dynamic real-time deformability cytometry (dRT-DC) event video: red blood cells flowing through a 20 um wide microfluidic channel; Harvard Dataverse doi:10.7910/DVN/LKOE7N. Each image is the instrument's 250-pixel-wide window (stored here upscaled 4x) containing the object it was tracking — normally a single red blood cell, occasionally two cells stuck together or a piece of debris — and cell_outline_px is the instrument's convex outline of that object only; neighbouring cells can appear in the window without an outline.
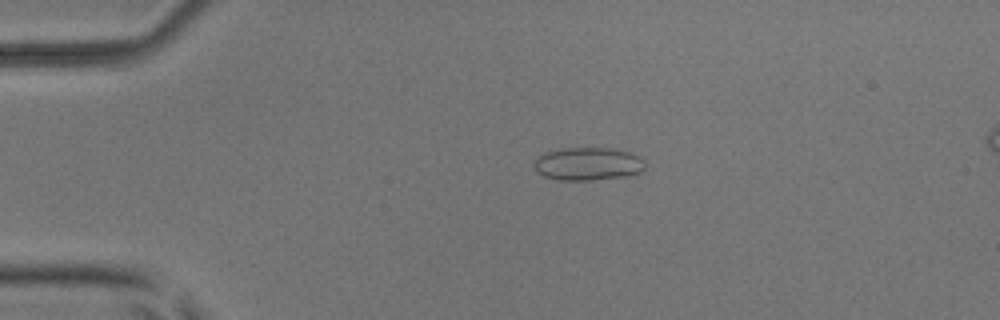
{"species": "common noctule bat (a hibernating species)", "species_latin": "Nyctalus noctula", "temperature_condition": "room temperature", "stored_images_in_passage": 6, "segment_of_instrument_passage": [1, 2], "camera_frame_rate_fps": 3000, "um_per_image_px": 0.085, "animal": {"sex": "male", "body_mass_g": 17.9, "forearm_length_mm": 54.2}, "frame": {"image": 1, "passage_image": 4, "time_ms": 1.0, "image_size_px": [1000, 320], "cell_outline_px": [[644, 168], [640, 172], [628, 176], [592, 180], [556, 180], [544, 176], [536, 172], [532, 164], [544, 152], [556, 148], [608, 148], [628, 152], [640, 156], [644, 160]], "centroid_in_image_um": [49.94, 13.93], "position_along_channel_um": 35.1, "area_um2": 21.56}}